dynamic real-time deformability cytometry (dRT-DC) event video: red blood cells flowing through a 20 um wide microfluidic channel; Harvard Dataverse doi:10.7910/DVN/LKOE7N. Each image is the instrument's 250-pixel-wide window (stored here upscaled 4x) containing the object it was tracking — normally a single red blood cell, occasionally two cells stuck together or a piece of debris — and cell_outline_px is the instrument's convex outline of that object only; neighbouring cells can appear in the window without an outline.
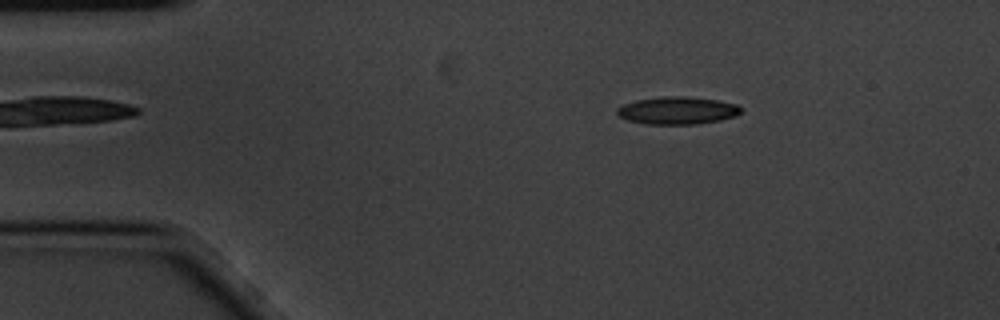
{"species": "common noctule bat (a hibernating species)", "species_latin": "Nyctalus noctula", "temperature_condition": "cold", "stored_images_in_passage": 3, "camera_frame_rate_fps": 3000, "um_per_image_px": 0.085, "animal": {"sex": "male", "body_mass_g": 20.1, "forearm_length_mm": 53.5}, "frame": {"image": 1, "passage_image": 1, "time_ms": 0.0, "image_size_px": [1000, 320], "cell_outline_px": [[740, 112], [736, 116], [720, 120], [696, 124], [644, 124], [628, 120], [620, 116], [616, 112], [616, 108], [624, 104], [636, 100], [664, 96], [688, 96], [716, 100], [736, 104], [740, 108]], "centroid_in_image_um": [57.56, 9.39], "position_along_channel_um": 27.4, "area_um2": 19.83}}